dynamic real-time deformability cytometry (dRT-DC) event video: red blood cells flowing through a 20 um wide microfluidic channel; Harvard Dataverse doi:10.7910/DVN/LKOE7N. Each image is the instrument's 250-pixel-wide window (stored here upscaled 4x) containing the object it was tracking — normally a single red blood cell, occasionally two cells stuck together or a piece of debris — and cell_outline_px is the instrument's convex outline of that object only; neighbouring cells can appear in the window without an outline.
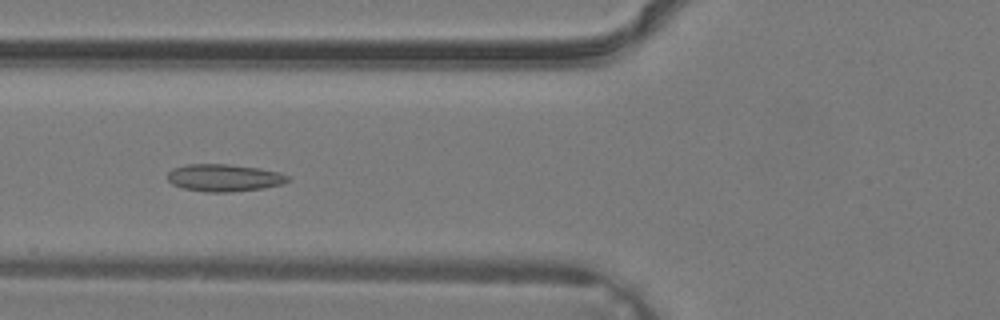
{"species": "common noctule bat (a hibernating species)", "species_latin": "Nyctalus noctula", "temperature_condition": "warm", "stored_images_in_passage": 38, "camera_frame_rate_fps": 3000, "um_per_image_px": 0.085, "animal": {"sex": "male", "body_mass_g": 19.2, "forearm_length_mm": 51.8}, "frame": {"image": 1, "passage_image": 15, "time_ms": 4.667, "image_size_px": [1000, 320], "cell_outline_px": [[292, 180], [284, 184], [264, 188], [228, 192], [208, 192], [184, 188], [172, 184], [168, 180], [168, 172], [172, 168], [188, 164], [232, 164], [260, 168], [280, 172], [288, 176]], "centroid_in_image_um": [19.09, 15.1], "position_along_channel_um": 106.7, "area_um2": 19.31}}
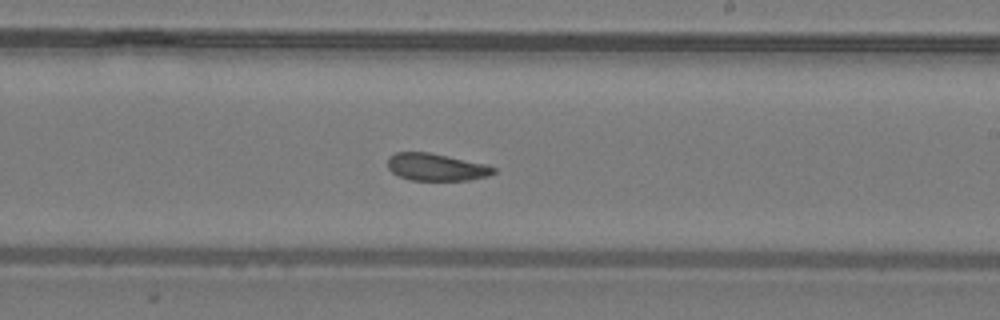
{"frame": {"image": 2, "passage_image": 23, "time_ms": 7.333, "image_size_px": [1000, 320], "cell_outline_px": [[496, 172], [488, 176], [472, 180], [408, 180], [392, 172], [388, 168], [388, 156], [396, 152], [428, 152], [488, 164], [496, 168]], "centroid_in_image_um": [37.1, 14.2], "position_along_channel_um": 251.9, "area_um2": 16.99}}
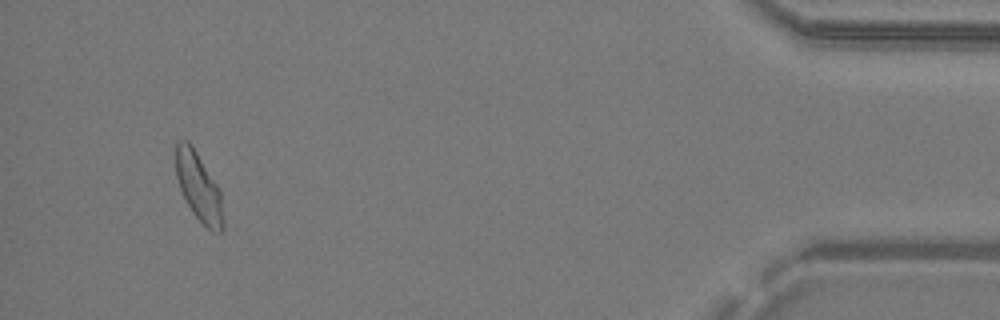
{"frame": {"image": 3, "passage_image": 36, "time_ms": 11.667, "image_size_px": [1000, 320], "cell_outline_px": [[224, 228], [220, 232], [212, 232], [192, 212], [180, 188], [176, 176], [176, 144], [180, 140], [188, 140], [192, 144], [216, 184], [220, 192], [224, 220]], "centroid_in_image_um": [16.9, 15.9], "position_along_channel_um": 418.3, "area_um2": 18.61}}